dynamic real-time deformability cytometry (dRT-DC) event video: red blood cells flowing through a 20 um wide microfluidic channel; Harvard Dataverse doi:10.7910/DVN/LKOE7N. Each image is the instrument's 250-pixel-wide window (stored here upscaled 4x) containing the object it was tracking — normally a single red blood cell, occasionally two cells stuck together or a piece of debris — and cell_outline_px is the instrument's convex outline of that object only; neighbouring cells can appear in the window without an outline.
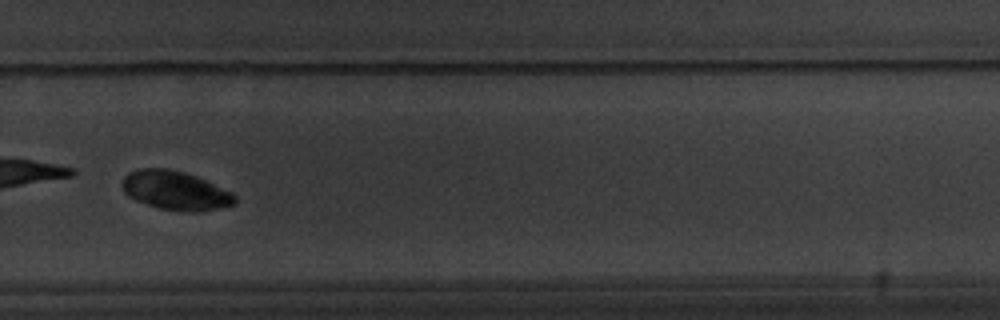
{"species": "common noctule bat (a hibernating species)", "species_latin": "Nyctalus noctula", "temperature_condition": "warm", "stored_images_in_passage": 16, "camera_frame_rate_fps": 3000, "um_per_image_px": 0.085, "animal": {"sex": "male", "body_mass_g": 20.1, "forearm_length_mm": 53.5}, "frame": {"image": 1, "passage_image": 12, "time_ms": 13.667, "image_size_px": [1000, 320], "cell_outline_px": [[236, 204], [220, 208], [200, 212], [192, 212], [160, 208], [136, 200], [128, 196], [124, 192], [120, 184], [124, 176], [128, 172], [140, 168], [164, 168], [184, 172], [196, 176], [232, 192], [236, 196]], "centroid_in_image_um": [14.9, 16.19], "position_along_channel_um": 314.9, "area_um2": 25.61}}